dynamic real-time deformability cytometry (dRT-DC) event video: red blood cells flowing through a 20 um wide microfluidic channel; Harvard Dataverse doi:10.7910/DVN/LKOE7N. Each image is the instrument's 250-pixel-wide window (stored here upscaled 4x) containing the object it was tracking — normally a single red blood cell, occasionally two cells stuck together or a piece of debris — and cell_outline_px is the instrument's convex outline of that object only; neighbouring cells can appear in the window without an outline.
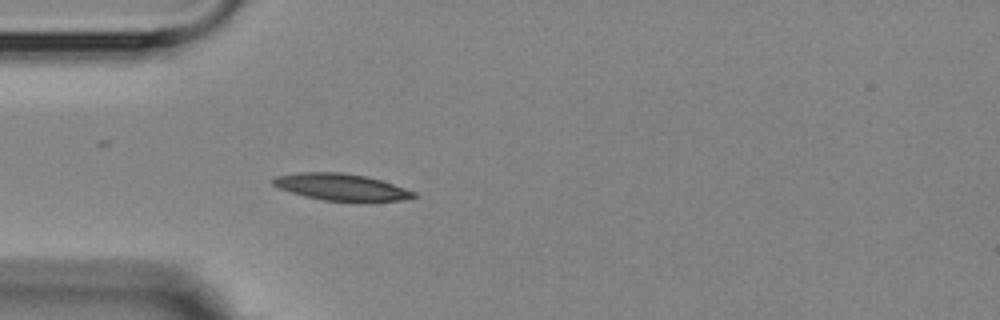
{"species": "Egyptian fruit bat (a non-hibernating species)", "species_latin": "Rousettus aegyptiacus", "temperature_condition": "room temperature", "stored_images_in_passage": 3, "camera_frame_rate_fps": 3000, "um_per_image_px": 0.085, "animal": {"sex": "female"}, "frame": {"image": 1, "passage_image": 3, "time_ms": 2.333, "image_size_px": [1000, 320], "cell_outline_px": [[416, 196], [400, 200], [360, 204], [324, 200], [304, 196], [280, 188], [272, 184], [272, 180], [276, 176], [300, 172], [340, 172], [364, 176], [380, 180], [416, 192]], "centroid_in_image_um": [29.03, 15.94], "position_along_channel_um": 56.0, "area_um2": 22.31}}